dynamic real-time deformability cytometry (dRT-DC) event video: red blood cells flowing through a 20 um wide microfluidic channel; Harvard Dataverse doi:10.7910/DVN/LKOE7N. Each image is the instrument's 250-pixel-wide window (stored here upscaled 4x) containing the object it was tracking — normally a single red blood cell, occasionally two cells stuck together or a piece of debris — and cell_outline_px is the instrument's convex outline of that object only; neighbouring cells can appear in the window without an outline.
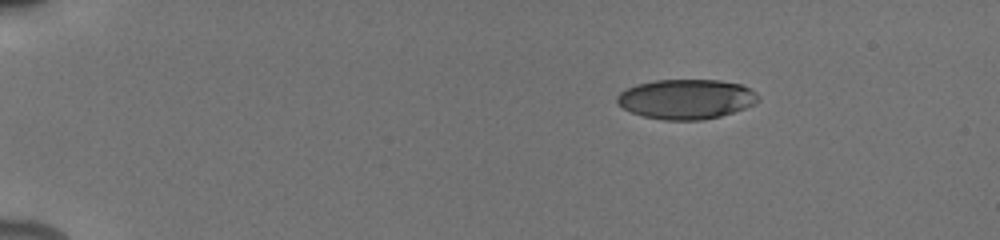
{"species": "human", "species_latin": "Homo sapiens", "temperature_condition": "cold", "stored_images_in_passage": 16, "camera_frame_rate_fps": 3000, "um_per_image_px": 0.085, "donor": {"sex": "male"}, "frame": {"image": 1, "passage_image": 1, "time_ms": 0.0, "image_size_px": [1000, 240], "cell_outline_px": [[760, 100], [744, 108], [720, 116], [704, 120], [664, 120], [644, 116], [632, 112], [624, 108], [616, 100], [616, 96], [620, 92], [636, 84], [656, 80], [720, 80], [740, 84], [756, 92], [760, 96]], "centroid_in_image_um": [58.34, 8.42], "position_along_channel_um": 26.7, "area_um2": 32.6}}
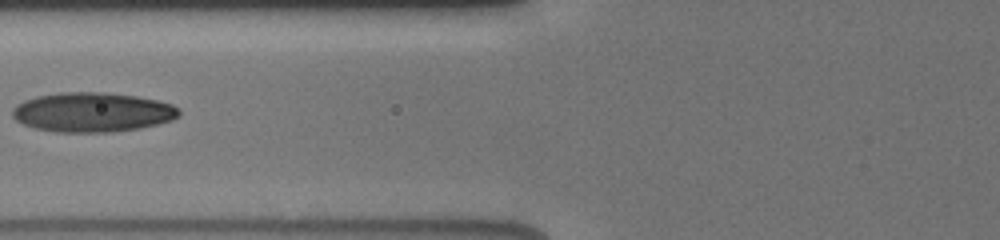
{"frame": {"image": 2, "passage_image": 10, "time_ms": 5.0, "image_size_px": [1000, 240], "cell_outline_px": [[180, 116], [172, 120], [140, 128], [112, 132], [56, 132], [32, 128], [16, 120], [12, 116], [12, 108], [16, 104], [24, 100], [36, 96], [60, 92], [104, 92], [136, 96], [156, 100], [172, 104], [180, 108]], "centroid_in_image_um": [7.84, 9.54], "position_along_channel_um": 118.0, "area_um2": 38.67}}
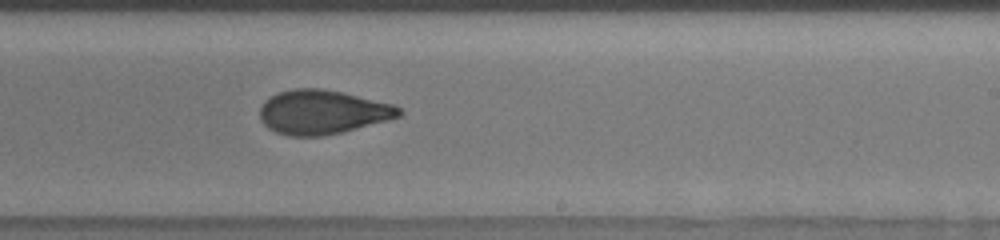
{"frame": {"image": 3, "passage_image": 16, "time_ms": 8.667, "image_size_px": [1000, 240], "cell_outline_px": [[404, 112], [400, 116], [340, 132], [320, 136], [288, 136], [276, 132], [268, 128], [260, 120], [260, 108], [264, 100], [280, 92], [296, 88], [320, 88], [344, 92], [392, 104], [400, 108]], "centroid_in_image_um": [27.37, 9.52], "position_along_channel_um": 261.6, "area_um2": 35.49}}